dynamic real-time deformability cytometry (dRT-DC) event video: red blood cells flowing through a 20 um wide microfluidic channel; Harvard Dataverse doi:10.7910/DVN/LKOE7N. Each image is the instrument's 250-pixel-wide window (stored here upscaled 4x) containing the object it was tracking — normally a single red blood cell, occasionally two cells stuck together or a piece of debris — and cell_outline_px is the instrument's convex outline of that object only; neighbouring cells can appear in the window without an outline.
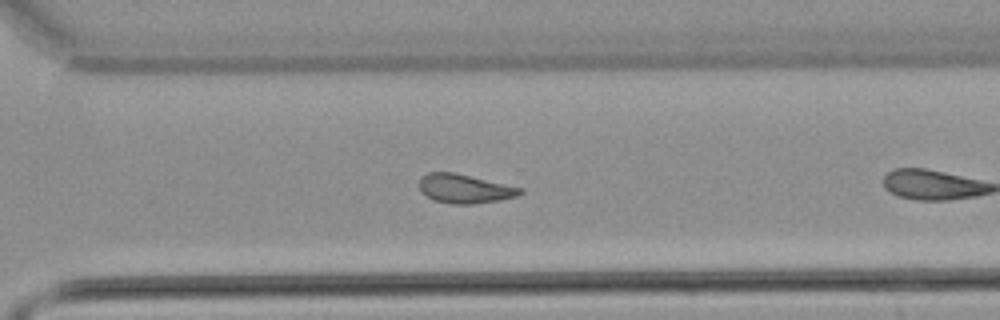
{"species": "common noctule bat (a hibernating species)", "species_latin": "Nyctalus noctula", "temperature_condition": "warm", "stored_images_in_passage": 27, "camera_frame_rate_fps": 3000, "um_per_image_px": 0.085, "animal": {"sex": "male", "body_mass_g": 21.5, "forearm_length_mm": 52.0}, "frame": {"image": 1, "passage_image": 23, "time_ms": 7.333, "image_size_px": [1000, 320], "cell_outline_px": [[524, 192], [516, 196], [500, 200], [472, 204], [452, 204], [432, 200], [420, 192], [420, 176], [428, 172], [452, 172], [524, 188]], "centroid_in_image_um": [39.48, 16.04], "position_along_channel_um": 331.1, "area_um2": 17.11}}